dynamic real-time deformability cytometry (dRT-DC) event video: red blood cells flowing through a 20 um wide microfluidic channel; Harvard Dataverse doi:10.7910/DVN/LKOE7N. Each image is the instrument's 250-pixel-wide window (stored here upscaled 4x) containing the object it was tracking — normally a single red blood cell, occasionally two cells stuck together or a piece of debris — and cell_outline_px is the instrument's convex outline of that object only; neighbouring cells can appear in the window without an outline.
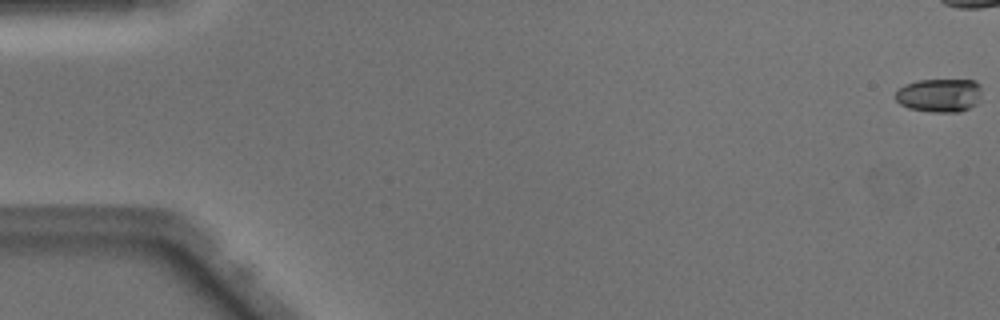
{"species": "Egyptian fruit bat (a non-hibernating species)", "species_latin": "Rousettus aegyptiacus", "temperature_condition": "warm", "stored_images_in_passage": 40, "camera_frame_rate_fps": 3000, "um_per_image_px": 0.085, "animal": {"sex": "male"}, "frame": {"image": 1, "passage_image": 1, "time_ms": 0.0, "image_size_px": [1000, 320], "cell_outline_px": [[980, 100], [976, 104], [960, 112], [932, 112], [908, 108], [900, 104], [896, 100], [896, 92], [904, 84], [916, 80], [976, 80], [980, 84]], "centroid_in_image_um": [79.86, 8.09], "position_along_channel_um": 5.1, "area_um2": 16.99}}